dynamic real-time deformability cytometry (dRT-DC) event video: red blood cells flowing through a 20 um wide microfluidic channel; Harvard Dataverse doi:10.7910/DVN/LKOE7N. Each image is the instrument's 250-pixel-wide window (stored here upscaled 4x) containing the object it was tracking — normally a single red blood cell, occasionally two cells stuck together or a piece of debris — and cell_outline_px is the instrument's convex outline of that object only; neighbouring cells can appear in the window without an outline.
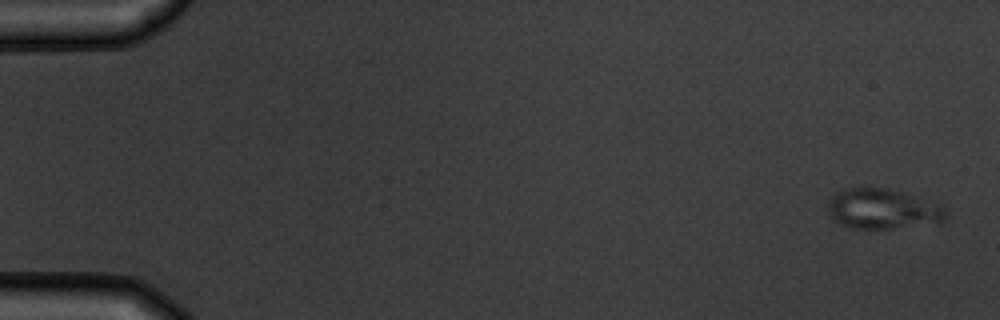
{"species": "common noctule bat (a hibernating species)", "species_latin": "Nyctalus noctula", "temperature_condition": "warm", "stored_images_in_passage": 5, "camera_frame_rate_fps": 3000, "um_per_image_px": 0.085, "animal": {"sex": "male", "body_mass_g": 19.5, "forearm_length_mm": 54.6}, "frame": {"image": 1, "passage_image": 1, "time_ms": 0.0, "image_size_px": [1000, 320], "cell_outline_px": [[948, 220], [892, 228], [852, 228], [840, 224], [828, 212], [828, 204], [832, 196], [836, 192], [844, 188], [888, 188], [940, 204], [948, 212]], "centroid_in_image_um": [75.03, 17.75], "position_along_channel_um": 10.0, "area_um2": 27.22}}